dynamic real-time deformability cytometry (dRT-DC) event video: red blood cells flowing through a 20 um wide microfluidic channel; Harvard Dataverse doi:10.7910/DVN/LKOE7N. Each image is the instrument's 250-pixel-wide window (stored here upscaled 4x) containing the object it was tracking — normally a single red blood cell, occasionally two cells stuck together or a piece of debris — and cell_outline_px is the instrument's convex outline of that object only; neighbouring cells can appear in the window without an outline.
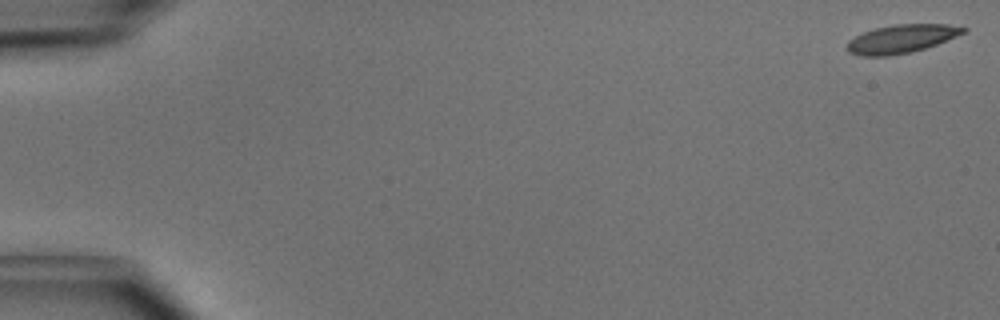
{"species": "common noctule bat (a hibernating species)", "species_latin": "Nyctalus noctula", "temperature_condition": "cold", "stored_images_in_passage": 50, "camera_frame_rate_fps": 3000, "um_per_image_px": 0.085, "animal": {"sex": "male", "body_mass_g": 15.6}, "frame": {"image": 1, "passage_image": 1, "time_ms": 0.0, "image_size_px": [1000, 320], "cell_outline_px": [[968, 28], [964, 32], [956, 36], [936, 44], [912, 52], [888, 56], [860, 56], [848, 52], [844, 48], [848, 40], [864, 32], [876, 28], [892, 24], [948, 24]], "centroid_in_image_um": [76.56, 3.31], "position_along_channel_um": 8.4, "area_um2": 19.25}}
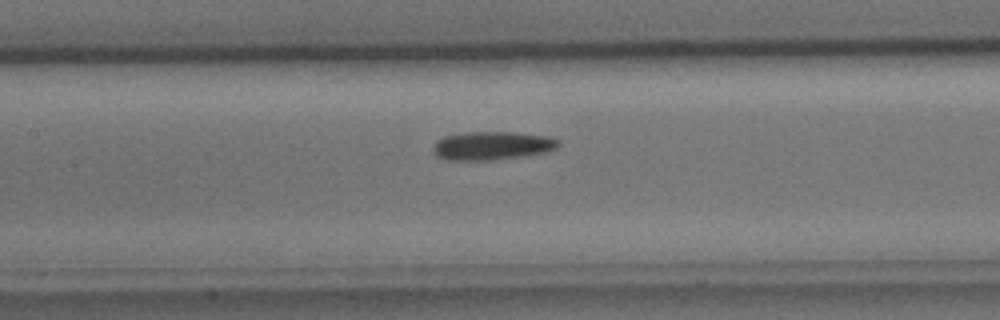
{"frame": {"image": 2, "passage_image": 24, "time_ms": 7.667, "image_size_px": [1000, 320], "cell_outline_px": [[560, 144], [556, 148], [544, 152], [520, 156], [492, 160], [444, 160], [436, 156], [432, 152], [432, 148], [436, 140], [444, 136], [468, 132], [516, 132], [548, 136], [560, 140]], "centroid_in_image_um": [41.78, 12.38], "position_along_channel_um": 165.6, "area_um2": 20.87}}
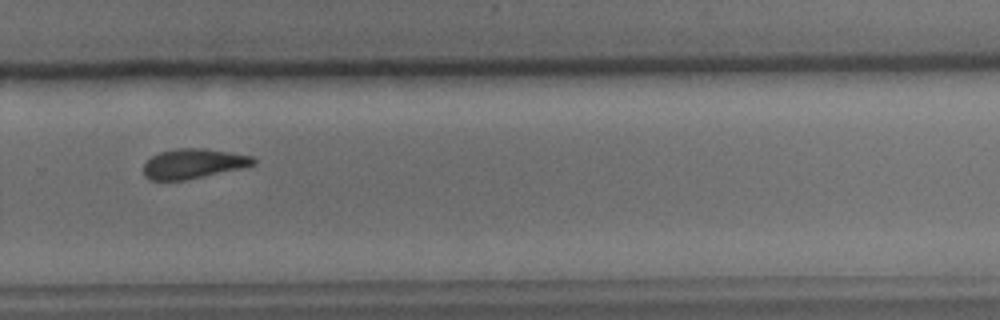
{"frame": {"image": 3, "passage_image": 35, "time_ms": 11.333, "image_size_px": [1000, 320], "cell_outline_px": [[256, 164], [244, 168], [184, 180], [148, 180], [144, 176], [144, 164], [152, 156], [160, 152], [176, 148], [204, 148], [232, 152], [252, 156], [256, 160]], "centroid_in_image_um": [16.46, 13.9], "position_along_channel_um": 313.3, "area_um2": 19.19}, "authors_computed_cell_mechanics": {"area_um2": 19.7098, "velocity_mm_per_s": 4.0438, "shape_relaxation_time_tau1_ms": 5.0367, "shape_relaxation_time_tau2_ms": null, "deformation_change_tau1": 0.1482, "deformation_change_tau2": null}}